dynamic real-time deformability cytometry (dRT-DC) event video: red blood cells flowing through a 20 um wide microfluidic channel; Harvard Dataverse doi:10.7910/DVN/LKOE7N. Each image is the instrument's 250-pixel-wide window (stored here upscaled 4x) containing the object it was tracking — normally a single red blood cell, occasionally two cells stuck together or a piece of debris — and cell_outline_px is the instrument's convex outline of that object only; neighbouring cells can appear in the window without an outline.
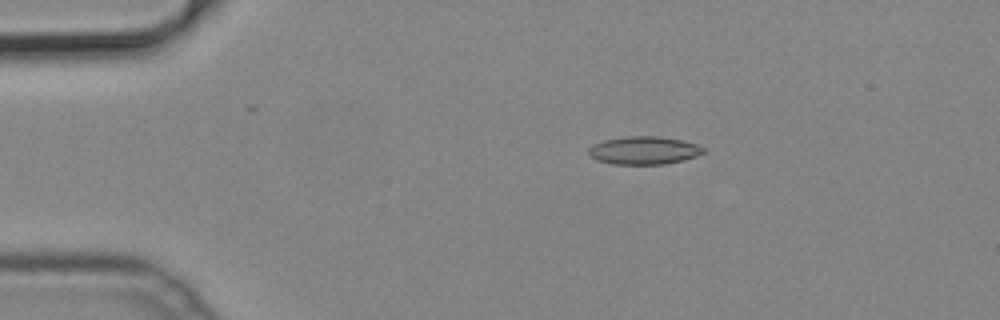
{"species": "common noctule bat (a hibernating species)", "species_latin": "Nyctalus noctula", "temperature_condition": "cold", "stored_images_in_passage": 45, "camera_frame_rate_fps": 3000, "um_per_image_px": 0.085, "animal": {"sex": "male", "body_mass_g": 19.2, "forearm_length_mm": 51.8}, "frame": {"image": 1, "passage_image": 4, "time_ms": 1.0, "image_size_px": [1000, 320], "cell_outline_px": [[704, 152], [696, 156], [664, 164], [612, 164], [596, 160], [588, 152], [588, 148], [604, 140], [628, 136], [660, 136], [680, 140], [696, 144], [704, 148]], "centroid_in_image_um": [54.72, 12.78], "position_along_channel_um": 30.3, "area_um2": 18.44}}
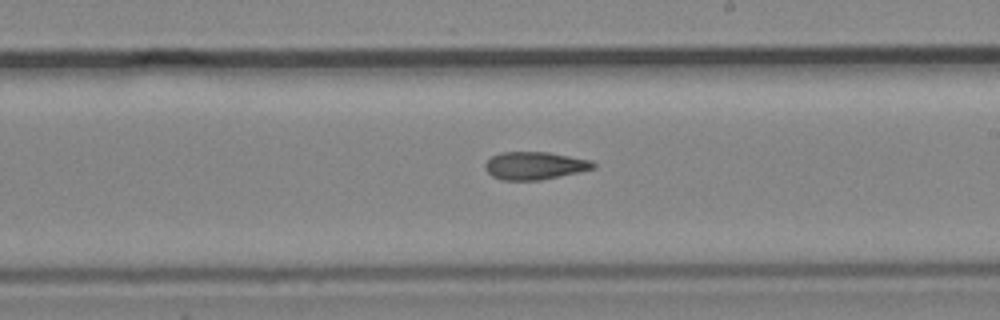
{"frame": {"image": 2, "passage_image": 24, "time_ms": 7.667, "image_size_px": [1000, 320], "cell_outline_px": [[596, 168], [540, 180], [504, 180], [492, 176], [484, 168], [484, 164], [492, 156], [500, 152], [548, 152], [592, 160], [596, 164]], "centroid_in_image_um": [45.45, 14.07], "position_along_channel_um": 243.5, "area_um2": 17.46}}
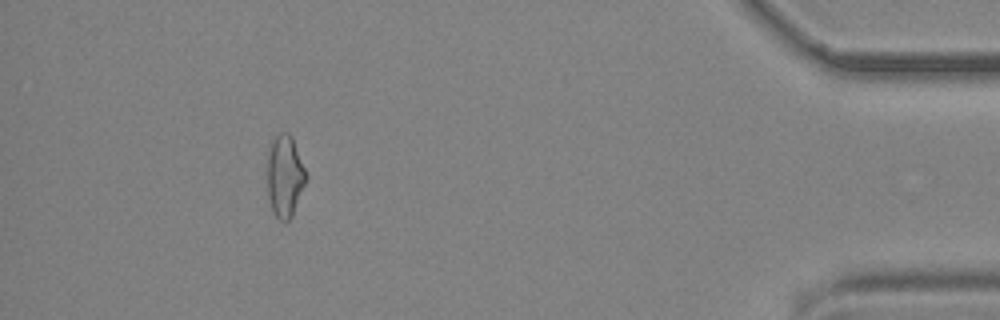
{"frame": {"image": 3, "passage_image": 41, "time_ms": 13.333, "image_size_px": [1000, 320], "cell_outline_px": [[308, 180], [292, 216], [288, 220], [280, 220], [276, 216], [272, 208], [268, 196], [268, 144], [280, 132], [288, 132], [292, 136], [308, 176]], "centroid_in_image_um": [24.23, 14.94], "position_along_channel_um": 411.0, "area_um2": 18.67}}